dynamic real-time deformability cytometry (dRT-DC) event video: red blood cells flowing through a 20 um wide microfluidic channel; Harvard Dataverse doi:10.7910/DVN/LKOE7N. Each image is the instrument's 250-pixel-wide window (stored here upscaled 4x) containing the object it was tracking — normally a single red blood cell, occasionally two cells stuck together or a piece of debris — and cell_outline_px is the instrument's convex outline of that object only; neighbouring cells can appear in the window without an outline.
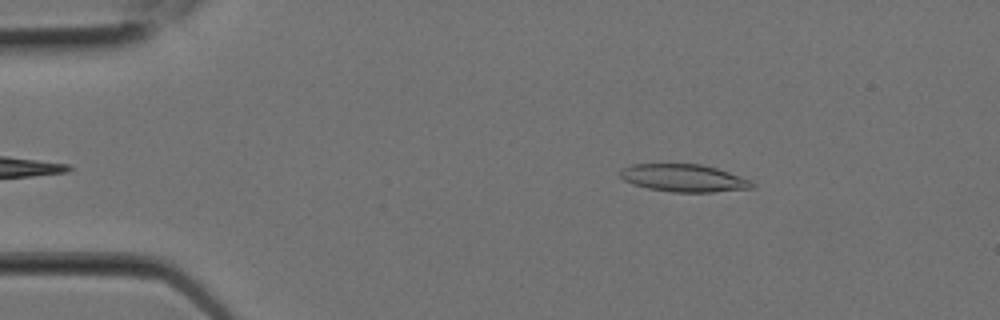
{"species": "Egyptian fruit bat (a non-hibernating species)", "species_latin": "Rousettus aegyptiacus", "temperature_condition": "room temperature", "stored_images_in_passage": 7, "camera_frame_rate_fps": 3000, "um_per_image_px": 0.085, "animal": {"sex": "female"}, "frame": {"image": 1, "passage_image": 2, "time_ms": 0.333, "image_size_px": [1000, 320], "cell_outline_px": [[756, 184], [752, 188], [712, 192], [672, 192], [648, 188], [632, 184], [624, 180], [620, 176], [620, 168], [632, 164], [700, 164], [716, 168], [752, 180]], "centroid_in_image_um": [58.11, 15.13], "position_along_channel_um": 26.9, "area_um2": 21.21}}
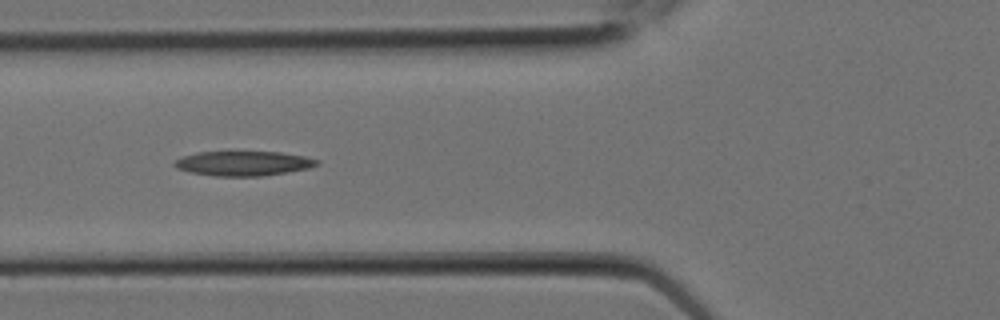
{"frame": {"image": 2, "passage_image": 6, "time_ms": 1.667, "image_size_px": [1000, 320], "cell_outline_px": [[320, 164], [308, 168], [260, 176], [212, 176], [192, 172], [176, 168], [172, 164], [176, 160], [184, 156], [200, 152], [280, 152], [304, 156], [320, 160]], "centroid_in_image_um": [20.69, 13.89], "position_along_channel_um": 105.1, "area_um2": 20.23}}
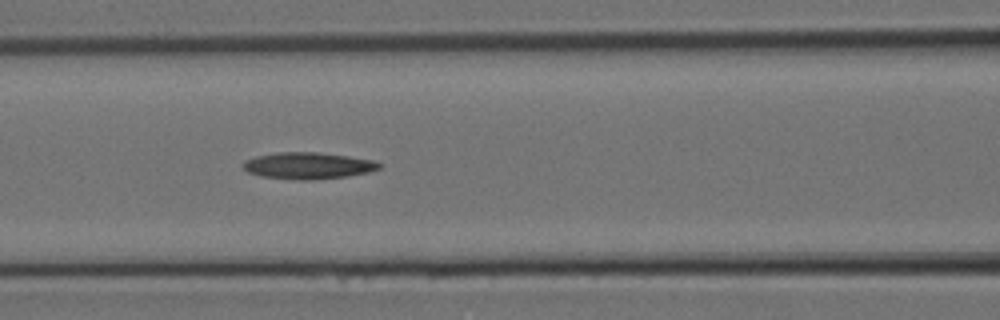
{"frame": {"image": 3, "passage_image": 7, "time_ms": 2.0, "image_size_px": [1000, 320], "cell_outline_px": [[380, 168], [368, 172], [348, 176], [312, 180], [296, 180], [260, 176], [248, 172], [240, 164], [244, 160], [256, 156], [276, 152], [316, 152], [348, 156], [372, 160], [380, 164]], "centroid_in_image_um": [26.12, 14.08], "position_along_channel_um": 140.5, "area_um2": 21.15}}